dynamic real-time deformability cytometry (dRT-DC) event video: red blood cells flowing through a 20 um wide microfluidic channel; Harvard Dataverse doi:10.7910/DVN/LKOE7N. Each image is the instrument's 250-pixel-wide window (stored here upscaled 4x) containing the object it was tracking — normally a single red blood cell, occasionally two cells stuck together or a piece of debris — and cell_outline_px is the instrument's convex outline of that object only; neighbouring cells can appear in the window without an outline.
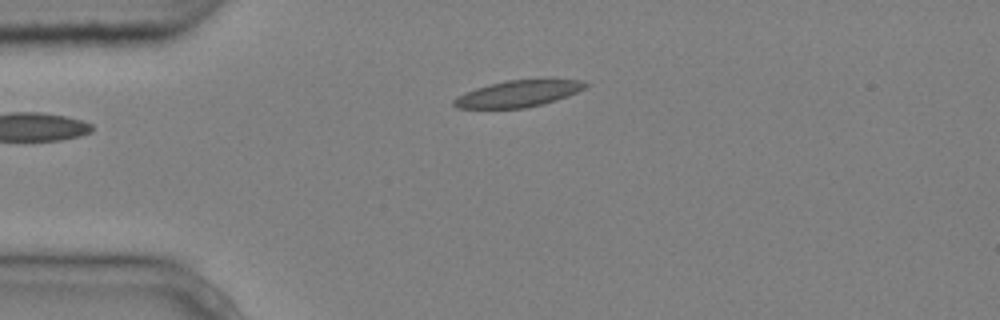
{"species": "common noctule bat (a hibernating species)", "species_latin": "Nyctalus noctula", "temperature_condition": "cold", "stored_images_in_passage": 2, "camera_frame_rate_fps": 3000, "um_per_image_px": 0.085, "animal": {"sex": "male", "body_mass_g": 20.4}, "frame": {"image": 1, "passage_image": 2, "time_ms": 0.333, "image_size_px": [1000, 320], "cell_outline_px": [[588, 84], [584, 88], [568, 96], [544, 104], [524, 108], [456, 108], [452, 104], [452, 100], [456, 96], [464, 92], [476, 88], [508, 80], [548, 76], [584, 80]], "centroid_in_image_um": [44.13, 7.91], "position_along_channel_um": 40.9, "area_um2": 21.21}}